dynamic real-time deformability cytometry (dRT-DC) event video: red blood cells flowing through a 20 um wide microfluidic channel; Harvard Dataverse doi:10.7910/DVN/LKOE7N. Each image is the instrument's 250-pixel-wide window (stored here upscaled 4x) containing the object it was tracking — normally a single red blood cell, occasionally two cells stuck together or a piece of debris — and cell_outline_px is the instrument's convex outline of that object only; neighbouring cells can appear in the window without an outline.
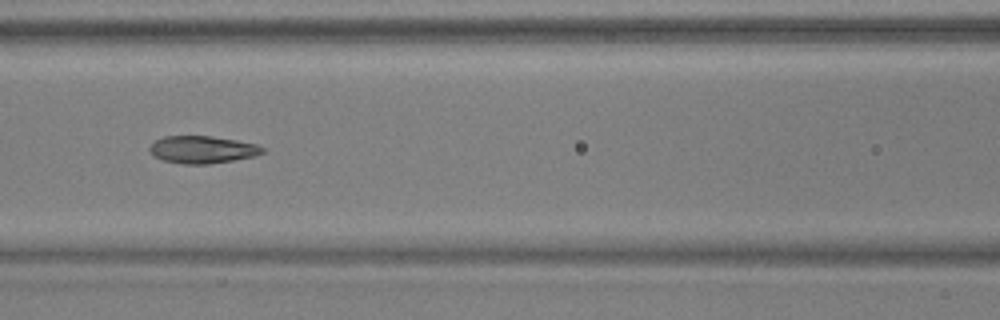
{"species": "common noctule bat (a hibernating species)", "species_latin": "Nyctalus noctula", "temperature_condition": "warm", "stored_images_in_passage": 8, "camera_frame_rate_fps": 3000, "um_per_image_px": 0.085, "animal": {"sex": "male", "body_mass_g": 17.9, "forearm_length_mm": 54.2}, "frame": {"image": 1, "passage_image": 6, "time_ms": 1.667, "image_size_px": [1000, 320], "cell_outline_px": [[264, 152], [256, 156], [208, 164], [184, 164], [164, 160], [152, 156], [148, 148], [156, 140], [164, 136], [212, 136], [236, 140], [256, 144], [264, 148]], "centroid_in_image_um": [17.19, 12.71], "position_along_channel_um": 149.4, "area_um2": 17.98}}
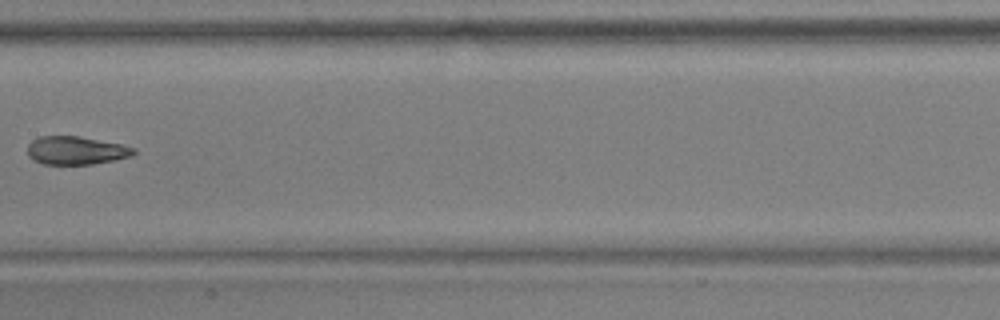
{"frame": {"image": 2, "passage_image": 7, "time_ms": 2.0, "image_size_px": [1000, 320], "cell_outline_px": [[136, 152], [132, 156], [92, 164], [44, 164], [32, 160], [28, 156], [28, 144], [32, 140], [40, 136], [76, 136], [120, 144], [136, 148]], "centroid_in_image_um": [6.43, 12.79], "position_along_channel_um": 201.0, "area_um2": 17.34}}